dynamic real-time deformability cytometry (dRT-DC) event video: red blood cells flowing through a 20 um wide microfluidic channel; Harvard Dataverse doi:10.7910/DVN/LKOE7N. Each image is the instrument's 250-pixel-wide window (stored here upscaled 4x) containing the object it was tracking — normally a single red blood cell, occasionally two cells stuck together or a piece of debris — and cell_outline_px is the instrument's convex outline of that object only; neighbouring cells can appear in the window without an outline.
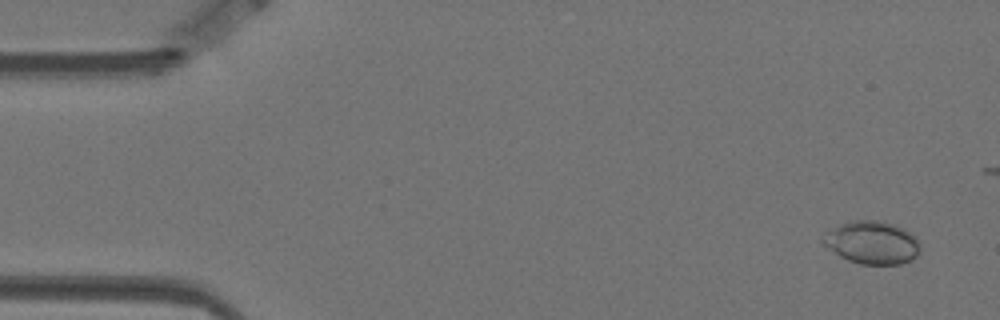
{"species": "Egyptian fruit bat (a non-hibernating species)", "species_latin": "Rousettus aegyptiacus", "temperature_condition": "warm", "stored_images_in_passage": 19, "camera_frame_rate_fps": 3000, "um_per_image_px": 0.085, "animal": {"sex": "female"}, "frame": {"image": 1, "passage_image": 2, "time_ms": 0.333, "image_size_px": [1000, 320], "cell_outline_px": [[920, 252], [916, 256], [900, 264], [860, 264], [848, 260], [840, 256], [824, 244], [820, 240], [820, 236], [840, 224], [852, 220], [880, 220], [904, 228], [916, 236], [920, 244]], "centroid_in_image_um": [74.13, 20.6], "position_along_channel_um": 10.9, "area_um2": 24.33}}
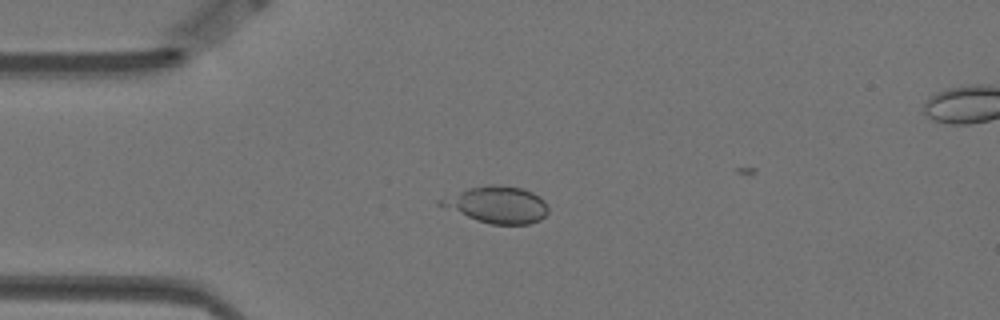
{"frame": {"image": 2, "passage_image": 13, "time_ms": 4.0, "image_size_px": [1000, 320], "cell_outline_px": [[548, 212], [540, 220], [528, 224], [492, 224], [476, 220], [436, 204], [436, 200], [444, 196], [468, 188], [488, 184], [492, 184], [524, 188], [540, 196], [548, 204]], "centroid_in_image_um": [42.24, 17.38], "position_along_channel_um": 42.8, "area_um2": 23.24}}